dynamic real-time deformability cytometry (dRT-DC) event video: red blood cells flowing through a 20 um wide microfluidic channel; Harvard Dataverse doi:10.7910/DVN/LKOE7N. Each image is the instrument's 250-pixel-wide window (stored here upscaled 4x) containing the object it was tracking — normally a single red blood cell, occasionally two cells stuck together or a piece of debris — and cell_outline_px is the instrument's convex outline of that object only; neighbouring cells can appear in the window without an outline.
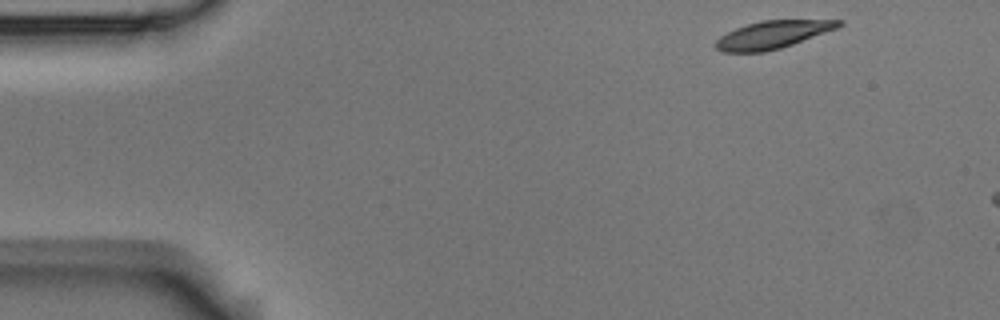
{"species": "Egyptian fruit bat (a non-hibernating species)", "species_latin": "Rousettus aegyptiacus", "temperature_condition": "room temperature", "stored_images_in_passage": 3, "camera_frame_rate_fps": 3000, "um_per_image_px": 0.085, "animal": {"sex": "male"}, "frame": {"image": 1, "passage_image": 1, "time_ms": 0.0, "image_size_px": [1000, 320], "cell_outline_px": [[844, 24], [836, 28], [792, 44], [780, 48], [764, 52], [720, 52], [712, 44], [720, 36], [736, 28], [760, 20], [844, 20]], "centroid_in_image_um": [65.62, 2.95], "position_along_channel_um": 19.4, "area_um2": 19.71}}